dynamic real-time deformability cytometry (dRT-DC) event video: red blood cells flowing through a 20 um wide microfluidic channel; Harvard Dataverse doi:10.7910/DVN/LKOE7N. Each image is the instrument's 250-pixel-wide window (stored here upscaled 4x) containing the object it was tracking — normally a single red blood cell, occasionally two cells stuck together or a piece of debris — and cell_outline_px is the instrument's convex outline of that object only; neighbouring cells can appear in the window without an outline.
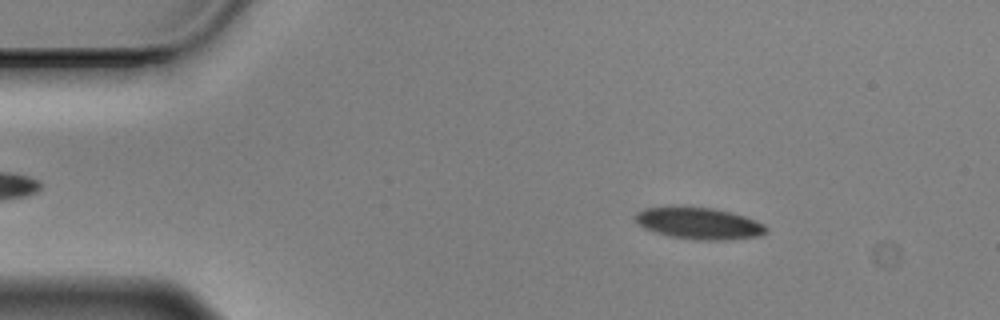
{"species": "Egyptian fruit bat (a non-hibernating species)", "species_latin": "Rousettus aegyptiacus", "temperature_condition": "cold", "stored_images_in_passage": 57, "camera_frame_rate_fps": 3000, "um_per_image_px": 0.085, "animal": {"sex": "male"}, "frame": {"image": 1, "passage_image": 8, "time_ms": 2.333, "image_size_px": [1000, 320], "cell_outline_px": [[768, 232], [756, 236], [720, 240], [696, 240], [668, 236], [644, 228], [632, 216], [636, 212], [644, 208], [712, 208], [744, 216], [764, 224], [768, 228]], "centroid_in_image_um": [59.4, 19.0], "position_along_channel_um": 25.6, "area_um2": 23.58}}
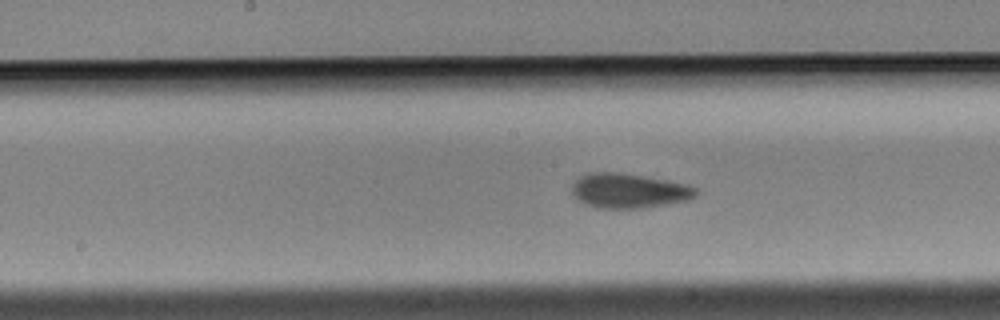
{"frame": {"image": 2, "passage_image": 28, "time_ms": 9.0, "image_size_px": [1000, 320], "cell_outline_px": [[700, 192], [696, 196], [688, 200], [640, 208], [600, 208], [584, 204], [572, 196], [572, 184], [580, 176], [588, 172], [616, 172], [668, 180], [688, 184], [696, 188]], "centroid_in_image_um": [53.44, 16.21], "position_along_channel_um": 194.8, "area_um2": 25.14}}
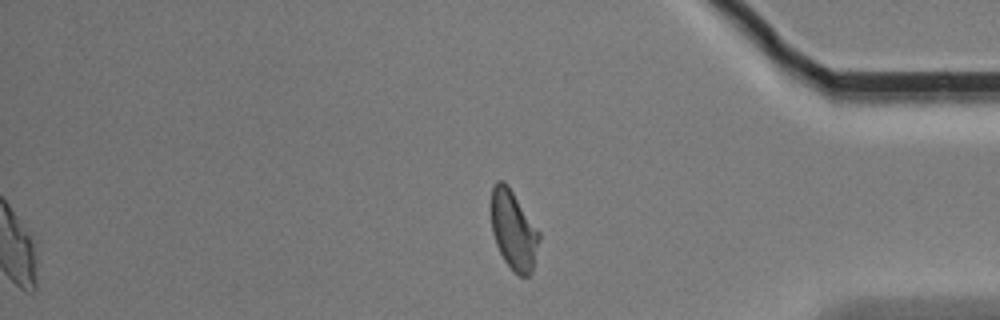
{"frame": {"image": 3, "passage_image": 47, "time_ms": 15.333, "image_size_px": [1000, 320], "cell_outline_px": [[540, 240], [532, 272], [528, 276], [520, 276], [512, 272], [504, 260], [496, 244], [492, 232], [492, 188], [496, 180], [504, 180], [508, 184], [540, 232]], "centroid_in_image_um": [43.66, 19.57], "position_along_channel_um": 391.5, "area_um2": 22.25}, "authors_computed_cell_mechanics": {"area_um2": 23.5824, "velocity_mm_per_s": 3.4746, "shape_relaxation_time_tau1_ms": 4.4738, "shape_relaxation_time_tau2_ms": 2.8241, "deformation_change_tau1": 0.0973, "deformation_change_tau2": 0.0781}}